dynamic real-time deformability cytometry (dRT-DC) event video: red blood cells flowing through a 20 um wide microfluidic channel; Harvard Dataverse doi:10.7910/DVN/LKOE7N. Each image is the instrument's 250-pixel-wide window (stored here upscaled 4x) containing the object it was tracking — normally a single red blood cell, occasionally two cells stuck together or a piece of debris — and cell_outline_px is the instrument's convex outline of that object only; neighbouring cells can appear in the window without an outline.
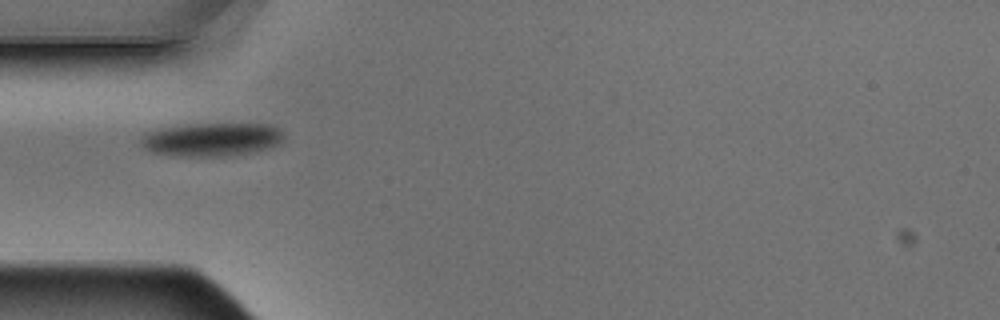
{"species": "Egyptian fruit bat (a non-hibernating species)", "species_latin": "Rousettus aegyptiacus", "temperature_condition": "warm", "stored_images_in_passage": 5, "camera_frame_rate_fps": 3000, "um_per_image_px": 0.085, "animal": {"sex": "male"}, "frame": {"image": 1, "passage_image": 4, "time_ms": 1.0, "image_size_px": [1000, 320], "cell_outline_px": [[284, 140], [268, 148], [252, 152], [224, 156], [172, 156], [152, 152], [144, 148], [140, 144], [140, 140], [148, 132], [156, 128], [192, 124], [272, 124], [280, 128], [284, 132]], "centroid_in_image_um": [18.0, 11.85], "position_along_channel_um": 67.0, "area_um2": 28.03}}
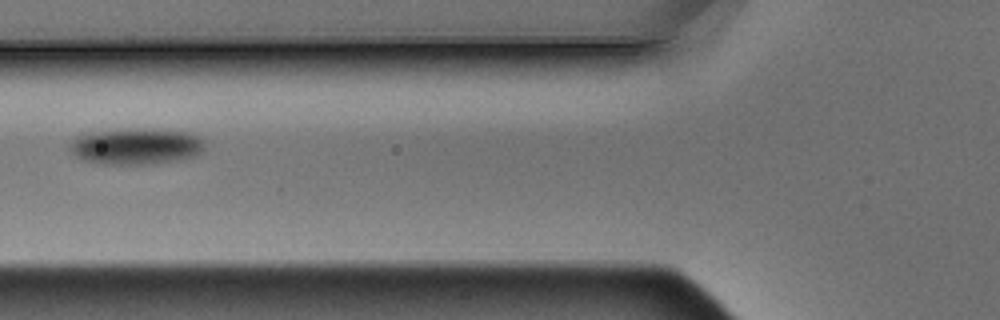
{"frame": {"image": 2, "passage_image": 5, "time_ms": 1.333, "image_size_px": [1000, 320], "cell_outline_px": [[204, 144], [200, 152], [196, 156], [180, 160], [144, 164], [104, 164], [84, 160], [76, 156], [72, 152], [72, 144], [76, 136], [92, 132], [128, 128], [152, 128], [188, 132], [204, 140]], "centroid_in_image_um": [11.6, 12.42], "position_along_channel_um": 114.2, "area_um2": 28.44}}